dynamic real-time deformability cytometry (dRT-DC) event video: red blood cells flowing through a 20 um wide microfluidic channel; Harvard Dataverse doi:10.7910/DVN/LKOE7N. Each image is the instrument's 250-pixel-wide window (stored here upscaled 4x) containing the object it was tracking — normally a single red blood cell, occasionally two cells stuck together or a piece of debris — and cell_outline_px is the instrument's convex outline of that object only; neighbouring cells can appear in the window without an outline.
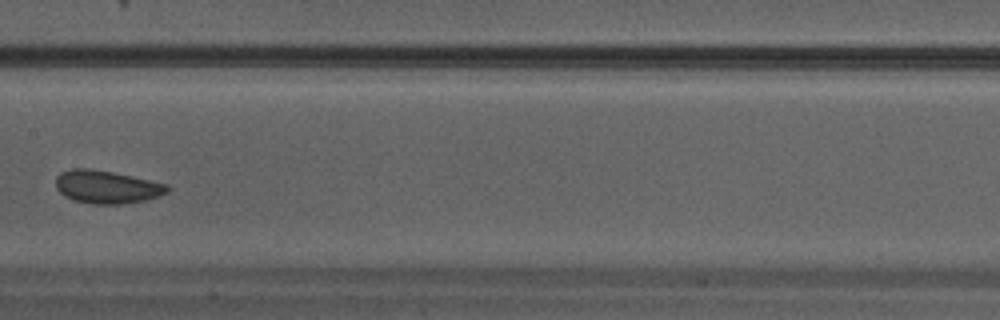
{"species": "Egyptian fruit bat (a non-hibernating species)", "species_latin": "Rousettus aegyptiacus", "temperature_condition": "warm", "stored_images_in_passage": 31, "camera_frame_rate_fps": 3000, "um_per_image_px": 0.085, "animal": {"sex": "male"}, "frame": {"image": 1, "passage_image": 14, "time_ms": 4.333, "image_size_px": [1000, 320], "cell_outline_px": [[172, 188], [168, 192], [160, 196], [144, 200], [120, 204], [92, 204], [72, 200], [64, 196], [56, 188], [56, 176], [60, 172], [72, 168], [88, 168], [112, 172], [168, 184]], "centroid_in_image_um": [9.07, 15.89], "position_along_channel_um": 198.3, "area_um2": 21.56}}